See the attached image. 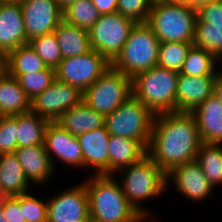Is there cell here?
<instances>
[{
  "mask_svg": "<svg viewBox=\"0 0 222 222\" xmlns=\"http://www.w3.org/2000/svg\"><path fill=\"white\" fill-rule=\"evenodd\" d=\"M201 144L192 113H161L154 117L147 155L168 173L176 166L196 161Z\"/></svg>",
  "mask_w": 222,
  "mask_h": 222,
  "instance_id": "cell-1",
  "label": "cell"
},
{
  "mask_svg": "<svg viewBox=\"0 0 222 222\" xmlns=\"http://www.w3.org/2000/svg\"><path fill=\"white\" fill-rule=\"evenodd\" d=\"M91 222H146L128 203L115 175H89L82 181Z\"/></svg>",
  "mask_w": 222,
  "mask_h": 222,
  "instance_id": "cell-2",
  "label": "cell"
},
{
  "mask_svg": "<svg viewBox=\"0 0 222 222\" xmlns=\"http://www.w3.org/2000/svg\"><path fill=\"white\" fill-rule=\"evenodd\" d=\"M117 173L120 174L115 178H118L128 203L145 221L148 220L151 213L142 203L157 198L166 192L165 190H168L166 173L148 155H145L137 163L118 170Z\"/></svg>",
  "mask_w": 222,
  "mask_h": 222,
  "instance_id": "cell-3",
  "label": "cell"
},
{
  "mask_svg": "<svg viewBox=\"0 0 222 222\" xmlns=\"http://www.w3.org/2000/svg\"><path fill=\"white\" fill-rule=\"evenodd\" d=\"M179 72L159 66L132 78V95L154 115L176 112V90Z\"/></svg>",
  "mask_w": 222,
  "mask_h": 222,
  "instance_id": "cell-4",
  "label": "cell"
},
{
  "mask_svg": "<svg viewBox=\"0 0 222 222\" xmlns=\"http://www.w3.org/2000/svg\"><path fill=\"white\" fill-rule=\"evenodd\" d=\"M196 19L188 4L160 3L152 5L146 24L160 42L193 43Z\"/></svg>",
  "mask_w": 222,
  "mask_h": 222,
  "instance_id": "cell-5",
  "label": "cell"
},
{
  "mask_svg": "<svg viewBox=\"0 0 222 222\" xmlns=\"http://www.w3.org/2000/svg\"><path fill=\"white\" fill-rule=\"evenodd\" d=\"M159 46L160 41L151 28L146 23H137L111 66L132 79L157 66Z\"/></svg>",
  "mask_w": 222,
  "mask_h": 222,
  "instance_id": "cell-6",
  "label": "cell"
},
{
  "mask_svg": "<svg viewBox=\"0 0 222 222\" xmlns=\"http://www.w3.org/2000/svg\"><path fill=\"white\" fill-rule=\"evenodd\" d=\"M154 117L155 115L132 95L114 112L105 116L104 125L111 136L131 138L147 150Z\"/></svg>",
  "mask_w": 222,
  "mask_h": 222,
  "instance_id": "cell-7",
  "label": "cell"
},
{
  "mask_svg": "<svg viewBox=\"0 0 222 222\" xmlns=\"http://www.w3.org/2000/svg\"><path fill=\"white\" fill-rule=\"evenodd\" d=\"M132 96V79L110 66L83 92V102L104 117Z\"/></svg>",
  "mask_w": 222,
  "mask_h": 222,
  "instance_id": "cell-8",
  "label": "cell"
},
{
  "mask_svg": "<svg viewBox=\"0 0 222 222\" xmlns=\"http://www.w3.org/2000/svg\"><path fill=\"white\" fill-rule=\"evenodd\" d=\"M137 23L118 12L101 14L89 30L91 49L110 63L118 56Z\"/></svg>",
  "mask_w": 222,
  "mask_h": 222,
  "instance_id": "cell-9",
  "label": "cell"
},
{
  "mask_svg": "<svg viewBox=\"0 0 222 222\" xmlns=\"http://www.w3.org/2000/svg\"><path fill=\"white\" fill-rule=\"evenodd\" d=\"M111 63L94 49L79 56L63 58L55 69L56 79L71 84L84 92Z\"/></svg>",
  "mask_w": 222,
  "mask_h": 222,
  "instance_id": "cell-10",
  "label": "cell"
},
{
  "mask_svg": "<svg viewBox=\"0 0 222 222\" xmlns=\"http://www.w3.org/2000/svg\"><path fill=\"white\" fill-rule=\"evenodd\" d=\"M83 101V92L71 84L55 79L31 100V111L49 122H56L67 110Z\"/></svg>",
  "mask_w": 222,
  "mask_h": 222,
  "instance_id": "cell-11",
  "label": "cell"
},
{
  "mask_svg": "<svg viewBox=\"0 0 222 222\" xmlns=\"http://www.w3.org/2000/svg\"><path fill=\"white\" fill-rule=\"evenodd\" d=\"M47 198V222H91L83 182Z\"/></svg>",
  "mask_w": 222,
  "mask_h": 222,
  "instance_id": "cell-12",
  "label": "cell"
},
{
  "mask_svg": "<svg viewBox=\"0 0 222 222\" xmlns=\"http://www.w3.org/2000/svg\"><path fill=\"white\" fill-rule=\"evenodd\" d=\"M27 40L54 32L63 20V11L56 0H19Z\"/></svg>",
  "mask_w": 222,
  "mask_h": 222,
  "instance_id": "cell-13",
  "label": "cell"
},
{
  "mask_svg": "<svg viewBox=\"0 0 222 222\" xmlns=\"http://www.w3.org/2000/svg\"><path fill=\"white\" fill-rule=\"evenodd\" d=\"M174 184L176 191L183 197L194 202H201L214 195V188L203 174L196 161L185 163L166 173V187Z\"/></svg>",
  "mask_w": 222,
  "mask_h": 222,
  "instance_id": "cell-14",
  "label": "cell"
},
{
  "mask_svg": "<svg viewBox=\"0 0 222 222\" xmlns=\"http://www.w3.org/2000/svg\"><path fill=\"white\" fill-rule=\"evenodd\" d=\"M45 150L56 167V162L66 166L84 168L82 150L76 136L71 135L56 122H50L45 131ZM57 159V160H56Z\"/></svg>",
  "mask_w": 222,
  "mask_h": 222,
  "instance_id": "cell-15",
  "label": "cell"
},
{
  "mask_svg": "<svg viewBox=\"0 0 222 222\" xmlns=\"http://www.w3.org/2000/svg\"><path fill=\"white\" fill-rule=\"evenodd\" d=\"M28 43L20 1L3 2L0 7V51L7 56Z\"/></svg>",
  "mask_w": 222,
  "mask_h": 222,
  "instance_id": "cell-16",
  "label": "cell"
},
{
  "mask_svg": "<svg viewBox=\"0 0 222 222\" xmlns=\"http://www.w3.org/2000/svg\"><path fill=\"white\" fill-rule=\"evenodd\" d=\"M84 168L94 170V175H109V138L105 125L77 136Z\"/></svg>",
  "mask_w": 222,
  "mask_h": 222,
  "instance_id": "cell-17",
  "label": "cell"
},
{
  "mask_svg": "<svg viewBox=\"0 0 222 222\" xmlns=\"http://www.w3.org/2000/svg\"><path fill=\"white\" fill-rule=\"evenodd\" d=\"M215 76H189L179 73L176 90V112H193L214 94Z\"/></svg>",
  "mask_w": 222,
  "mask_h": 222,
  "instance_id": "cell-18",
  "label": "cell"
},
{
  "mask_svg": "<svg viewBox=\"0 0 222 222\" xmlns=\"http://www.w3.org/2000/svg\"><path fill=\"white\" fill-rule=\"evenodd\" d=\"M24 174L30 184L44 185L55 172L54 166L45 150L44 144L19 147L14 150Z\"/></svg>",
  "mask_w": 222,
  "mask_h": 222,
  "instance_id": "cell-19",
  "label": "cell"
},
{
  "mask_svg": "<svg viewBox=\"0 0 222 222\" xmlns=\"http://www.w3.org/2000/svg\"><path fill=\"white\" fill-rule=\"evenodd\" d=\"M202 143L222 144V103L213 94L193 112Z\"/></svg>",
  "mask_w": 222,
  "mask_h": 222,
  "instance_id": "cell-20",
  "label": "cell"
},
{
  "mask_svg": "<svg viewBox=\"0 0 222 222\" xmlns=\"http://www.w3.org/2000/svg\"><path fill=\"white\" fill-rule=\"evenodd\" d=\"M31 186L14 152L0 154V188L3 197L25 194Z\"/></svg>",
  "mask_w": 222,
  "mask_h": 222,
  "instance_id": "cell-21",
  "label": "cell"
},
{
  "mask_svg": "<svg viewBox=\"0 0 222 222\" xmlns=\"http://www.w3.org/2000/svg\"><path fill=\"white\" fill-rule=\"evenodd\" d=\"M104 122L105 117L91 109L83 101L64 112L56 121L63 129L76 137L104 126Z\"/></svg>",
  "mask_w": 222,
  "mask_h": 222,
  "instance_id": "cell-22",
  "label": "cell"
},
{
  "mask_svg": "<svg viewBox=\"0 0 222 222\" xmlns=\"http://www.w3.org/2000/svg\"><path fill=\"white\" fill-rule=\"evenodd\" d=\"M108 146L109 175H116L118 170L137 163L147 155V150L131 138L110 135Z\"/></svg>",
  "mask_w": 222,
  "mask_h": 222,
  "instance_id": "cell-23",
  "label": "cell"
},
{
  "mask_svg": "<svg viewBox=\"0 0 222 222\" xmlns=\"http://www.w3.org/2000/svg\"><path fill=\"white\" fill-rule=\"evenodd\" d=\"M31 111V100L17 78L5 72L0 77V116H15Z\"/></svg>",
  "mask_w": 222,
  "mask_h": 222,
  "instance_id": "cell-24",
  "label": "cell"
},
{
  "mask_svg": "<svg viewBox=\"0 0 222 222\" xmlns=\"http://www.w3.org/2000/svg\"><path fill=\"white\" fill-rule=\"evenodd\" d=\"M54 33L63 58L83 55L91 50L89 31L62 20Z\"/></svg>",
  "mask_w": 222,
  "mask_h": 222,
  "instance_id": "cell-25",
  "label": "cell"
},
{
  "mask_svg": "<svg viewBox=\"0 0 222 222\" xmlns=\"http://www.w3.org/2000/svg\"><path fill=\"white\" fill-rule=\"evenodd\" d=\"M46 68L43 60L29 43L19 46L6 56V72L15 78Z\"/></svg>",
  "mask_w": 222,
  "mask_h": 222,
  "instance_id": "cell-26",
  "label": "cell"
},
{
  "mask_svg": "<svg viewBox=\"0 0 222 222\" xmlns=\"http://www.w3.org/2000/svg\"><path fill=\"white\" fill-rule=\"evenodd\" d=\"M49 123L32 111L18 115L17 148L44 144Z\"/></svg>",
  "mask_w": 222,
  "mask_h": 222,
  "instance_id": "cell-27",
  "label": "cell"
},
{
  "mask_svg": "<svg viewBox=\"0 0 222 222\" xmlns=\"http://www.w3.org/2000/svg\"><path fill=\"white\" fill-rule=\"evenodd\" d=\"M218 61L210 52L192 45L179 73L189 76H216Z\"/></svg>",
  "mask_w": 222,
  "mask_h": 222,
  "instance_id": "cell-28",
  "label": "cell"
},
{
  "mask_svg": "<svg viewBox=\"0 0 222 222\" xmlns=\"http://www.w3.org/2000/svg\"><path fill=\"white\" fill-rule=\"evenodd\" d=\"M196 162L214 189L222 185V144L202 143Z\"/></svg>",
  "mask_w": 222,
  "mask_h": 222,
  "instance_id": "cell-29",
  "label": "cell"
},
{
  "mask_svg": "<svg viewBox=\"0 0 222 222\" xmlns=\"http://www.w3.org/2000/svg\"><path fill=\"white\" fill-rule=\"evenodd\" d=\"M100 13L91 0H77L63 10V20L89 31L99 20Z\"/></svg>",
  "mask_w": 222,
  "mask_h": 222,
  "instance_id": "cell-30",
  "label": "cell"
},
{
  "mask_svg": "<svg viewBox=\"0 0 222 222\" xmlns=\"http://www.w3.org/2000/svg\"><path fill=\"white\" fill-rule=\"evenodd\" d=\"M193 45L205 49L222 62V27L206 26L197 18Z\"/></svg>",
  "mask_w": 222,
  "mask_h": 222,
  "instance_id": "cell-31",
  "label": "cell"
},
{
  "mask_svg": "<svg viewBox=\"0 0 222 222\" xmlns=\"http://www.w3.org/2000/svg\"><path fill=\"white\" fill-rule=\"evenodd\" d=\"M193 43L160 42L157 66L180 72Z\"/></svg>",
  "mask_w": 222,
  "mask_h": 222,
  "instance_id": "cell-32",
  "label": "cell"
},
{
  "mask_svg": "<svg viewBox=\"0 0 222 222\" xmlns=\"http://www.w3.org/2000/svg\"><path fill=\"white\" fill-rule=\"evenodd\" d=\"M29 44L49 68L56 69L63 59L54 32L35 37Z\"/></svg>",
  "mask_w": 222,
  "mask_h": 222,
  "instance_id": "cell-33",
  "label": "cell"
},
{
  "mask_svg": "<svg viewBox=\"0 0 222 222\" xmlns=\"http://www.w3.org/2000/svg\"><path fill=\"white\" fill-rule=\"evenodd\" d=\"M17 79L26 96L32 100L36 95L46 90L56 79L55 69L47 67L45 70L22 74Z\"/></svg>",
  "mask_w": 222,
  "mask_h": 222,
  "instance_id": "cell-34",
  "label": "cell"
},
{
  "mask_svg": "<svg viewBox=\"0 0 222 222\" xmlns=\"http://www.w3.org/2000/svg\"><path fill=\"white\" fill-rule=\"evenodd\" d=\"M27 192L20 195V208L26 222H47V201Z\"/></svg>",
  "mask_w": 222,
  "mask_h": 222,
  "instance_id": "cell-35",
  "label": "cell"
},
{
  "mask_svg": "<svg viewBox=\"0 0 222 222\" xmlns=\"http://www.w3.org/2000/svg\"><path fill=\"white\" fill-rule=\"evenodd\" d=\"M18 115L0 116V154L17 148Z\"/></svg>",
  "mask_w": 222,
  "mask_h": 222,
  "instance_id": "cell-36",
  "label": "cell"
},
{
  "mask_svg": "<svg viewBox=\"0 0 222 222\" xmlns=\"http://www.w3.org/2000/svg\"><path fill=\"white\" fill-rule=\"evenodd\" d=\"M147 0H118L117 12L136 23H146L151 9Z\"/></svg>",
  "mask_w": 222,
  "mask_h": 222,
  "instance_id": "cell-37",
  "label": "cell"
},
{
  "mask_svg": "<svg viewBox=\"0 0 222 222\" xmlns=\"http://www.w3.org/2000/svg\"><path fill=\"white\" fill-rule=\"evenodd\" d=\"M196 11L197 18L206 26L222 27V0L201 5Z\"/></svg>",
  "mask_w": 222,
  "mask_h": 222,
  "instance_id": "cell-38",
  "label": "cell"
},
{
  "mask_svg": "<svg viewBox=\"0 0 222 222\" xmlns=\"http://www.w3.org/2000/svg\"><path fill=\"white\" fill-rule=\"evenodd\" d=\"M4 216L8 222H26L23 209L20 208V195L0 199Z\"/></svg>",
  "mask_w": 222,
  "mask_h": 222,
  "instance_id": "cell-39",
  "label": "cell"
},
{
  "mask_svg": "<svg viewBox=\"0 0 222 222\" xmlns=\"http://www.w3.org/2000/svg\"><path fill=\"white\" fill-rule=\"evenodd\" d=\"M100 14L117 12L118 0H91Z\"/></svg>",
  "mask_w": 222,
  "mask_h": 222,
  "instance_id": "cell-40",
  "label": "cell"
},
{
  "mask_svg": "<svg viewBox=\"0 0 222 222\" xmlns=\"http://www.w3.org/2000/svg\"><path fill=\"white\" fill-rule=\"evenodd\" d=\"M214 95L222 103V70H220V68L217 70V74L215 76Z\"/></svg>",
  "mask_w": 222,
  "mask_h": 222,
  "instance_id": "cell-41",
  "label": "cell"
},
{
  "mask_svg": "<svg viewBox=\"0 0 222 222\" xmlns=\"http://www.w3.org/2000/svg\"><path fill=\"white\" fill-rule=\"evenodd\" d=\"M213 0H190V7L198 9L201 5L207 4Z\"/></svg>",
  "mask_w": 222,
  "mask_h": 222,
  "instance_id": "cell-42",
  "label": "cell"
},
{
  "mask_svg": "<svg viewBox=\"0 0 222 222\" xmlns=\"http://www.w3.org/2000/svg\"><path fill=\"white\" fill-rule=\"evenodd\" d=\"M6 72V56L0 51V77Z\"/></svg>",
  "mask_w": 222,
  "mask_h": 222,
  "instance_id": "cell-43",
  "label": "cell"
},
{
  "mask_svg": "<svg viewBox=\"0 0 222 222\" xmlns=\"http://www.w3.org/2000/svg\"><path fill=\"white\" fill-rule=\"evenodd\" d=\"M59 8L63 11L70 4L76 2L77 0H56Z\"/></svg>",
  "mask_w": 222,
  "mask_h": 222,
  "instance_id": "cell-44",
  "label": "cell"
},
{
  "mask_svg": "<svg viewBox=\"0 0 222 222\" xmlns=\"http://www.w3.org/2000/svg\"><path fill=\"white\" fill-rule=\"evenodd\" d=\"M168 3L188 4L190 6V0H168Z\"/></svg>",
  "mask_w": 222,
  "mask_h": 222,
  "instance_id": "cell-45",
  "label": "cell"
},
{
  "mask_svg": "<svg viewBox=\"0 0 222 222\" xmlns=\"http://www.w3.org/2000/svg\"><path fill=\"white\" fill-rule=\"evenodd\" d=\"M147 1L149 2L151 6L160 4V3H168V0H147Z\"/></svg>",
  "mask_w": 222,
  "mask_h": 222,
  "instance_id": "cell-46",
  "label": "cell"
},
{
  "mask_svg": "<svg viewBox=\"0 0 222 222\" xmlns=\"http://www.w3.org/2000/svg\"><path fill=\"white\" fill-rule=\"evenodd\" d=\"M0 222H8L6 217L4 216L3 208H2L1 203H0Z\"/></svg>",
  "mask_w": 222,
  "mask_h": 222,
  "instance_id": "cell-47",
  "label": "cell"
},
{
  "mask_svg": "<svg viewBox=\"0 0 222 222\" xmlns=\"http://www.w3.org/2000/svg\"><path fill=\"white\" fill-rule=\"evenodd\" d=\"M2 2H14V1H19V0H1Z\"/></svg>",
  "mask_w": 222,
  "mask_h": 222,
  "instance_id": "cell-48",
  "label": "cell"
},
{
  "mask_svg": "<svg viewBox=\"0 0 222 222\" xmlns=\"http://www.w3.org/2000/svg\"><path fill=\"white\" fill-rule=\"evenodd\" d=\"M3 198V193L1 191V188H0V199Z\"/></svg>",
  "mask_w": 222,
  "mask_h": 222,
  "instance_id": "cell-49",
  "label": "cell"
}]
</instances>
